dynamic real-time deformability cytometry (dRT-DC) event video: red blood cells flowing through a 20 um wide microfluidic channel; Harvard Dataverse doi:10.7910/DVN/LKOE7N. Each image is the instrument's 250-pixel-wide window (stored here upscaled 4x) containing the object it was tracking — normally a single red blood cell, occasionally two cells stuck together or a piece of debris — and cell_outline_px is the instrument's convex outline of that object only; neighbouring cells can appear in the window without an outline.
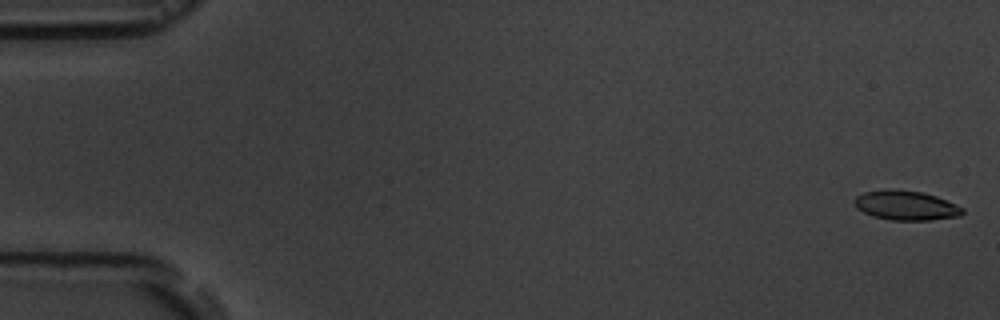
{"species": "common noctule bat (a hibernating species)", "species_latin": "Nyctalus noctula", "temperature_condition": "room temperature", "stored_images_in_passage": 6, "camera_frame_rate_fps": 3000, "um_per_image_px": 0.085, "animal": {"sex": "male", "body_mass_g": 19.5, "forearm_length_mm": 54.6}, "frame": {"image": 1, "passage_image": 1, "time_ms": 0.0, "image_size_px": [1000, 320], "cell_outline_px": [[964, 212], [960, 216], [932, 220], [892, 220], [872, 216], [856, 208], [852, 200], [856, 196], [864, 192], [888, 188], [892, 188], [924, 192], [936, 196], [956, 204], [964, 208]], "centroid_in_image_um": [76.99, 17.45], "position_along_channel_um": 8.0, "area_um2": 18.9}}
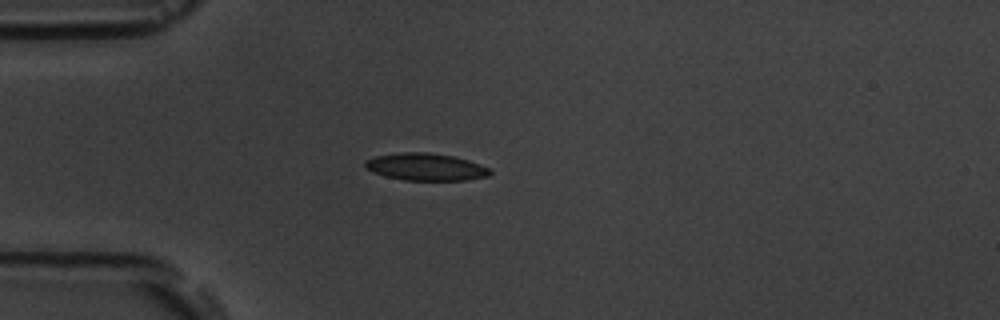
{"frame": {"image": 2, "passage_image": 5, "time_ms": 4.667, "image_size_px": [1000, 320], "cell_outline_px": [[492, 172], [488, 176], [464, 180], [404, 180], [384, 176], [372, 172], [364, 168], [364, 160], [376, 156], [400, 152], [428, 152], [452, 156], [468, 160], [488, 168]], "centroid_in_image_um": [36.12, 14.18], "position_along_channel_um": 48.9, "area_um2": 19.83}}